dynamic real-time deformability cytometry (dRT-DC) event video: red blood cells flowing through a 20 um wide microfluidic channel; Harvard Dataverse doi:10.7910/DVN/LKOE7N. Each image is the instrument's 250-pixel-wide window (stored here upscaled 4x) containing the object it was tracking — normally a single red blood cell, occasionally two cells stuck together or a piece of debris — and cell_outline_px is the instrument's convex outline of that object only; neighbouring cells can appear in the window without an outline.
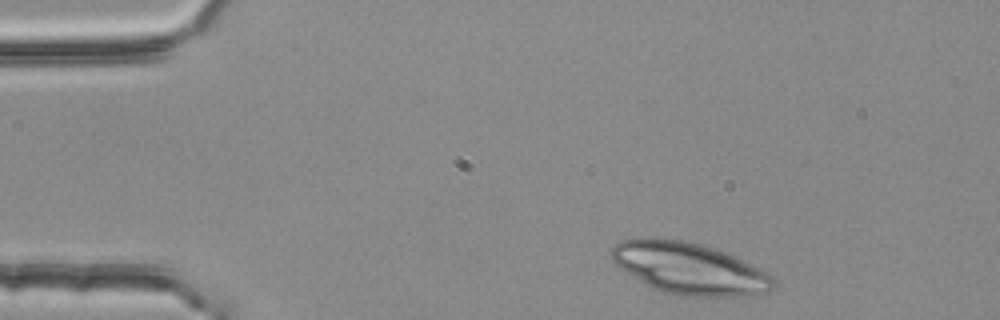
{"species": "common noctule bat (a hibernating species)", "species_latin": "Nyctalus noctula", "temperature_condition": "room temperature", "stored_images_in_passage": 8, "camera_frame_rate_fps": 3000, "um_per_image_px": 0.085, "animal": {"sex": "female", "body_mass_g": 25.1}, "frame": {"image": 1, "passage_image": 2, "time_ms": 0.333, "image_size_px": [1000, 320], "cell_outline_px": [[776, 284], [768, 292], [744, 296], [676, 296], [652, 288], [616, 264], [612, 260], [612, 248], [620, 240], [644, 236], [656, 236], [688, 240], [716, 248], [752, 264], [776, 276]], "centroid_in_image_um": [58.62, 22.79], "position_along_channel_um": 26.4, "area_um2": 49.42}}